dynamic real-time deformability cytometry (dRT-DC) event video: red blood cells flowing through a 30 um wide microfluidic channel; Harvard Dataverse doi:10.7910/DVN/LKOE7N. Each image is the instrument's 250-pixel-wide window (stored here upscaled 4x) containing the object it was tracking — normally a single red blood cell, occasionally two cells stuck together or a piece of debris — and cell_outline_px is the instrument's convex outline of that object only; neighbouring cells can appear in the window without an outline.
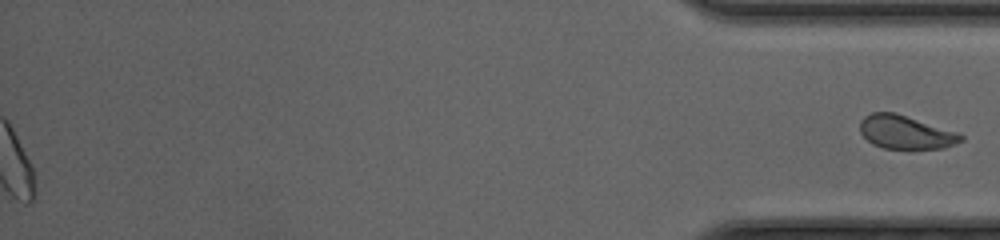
{"species": "common noctule bat (a hibernating species)", "species_latin": "Nyctalus noctula", "temperature_condition": "cold", "stored_images_in_passage": 46, "segment_of_instrument_passage": [2, 2], "camera_frame_rate_fps": 3000, "um_per_image_px": 0.085, "animal": {"sex": "female", "body_mass_g": 20.0, "forearm_length_mm": 54.0}, "frame": {"image": 1, "passage_image": 46, "time_ms": 15.0, "image_size_px": [1000, 240], "cell_outline_px": [[964, 140], [944, 148], [884, 148], [872, 144], [860, 132], [860, 120], [864, 116], [872, 112], [896, 112], [956, 132], [964, 136]], "centroid_in_image_um": [76.95, 11.22], "position_along_channel_um": 358.2, "area_um2": 19.54}}